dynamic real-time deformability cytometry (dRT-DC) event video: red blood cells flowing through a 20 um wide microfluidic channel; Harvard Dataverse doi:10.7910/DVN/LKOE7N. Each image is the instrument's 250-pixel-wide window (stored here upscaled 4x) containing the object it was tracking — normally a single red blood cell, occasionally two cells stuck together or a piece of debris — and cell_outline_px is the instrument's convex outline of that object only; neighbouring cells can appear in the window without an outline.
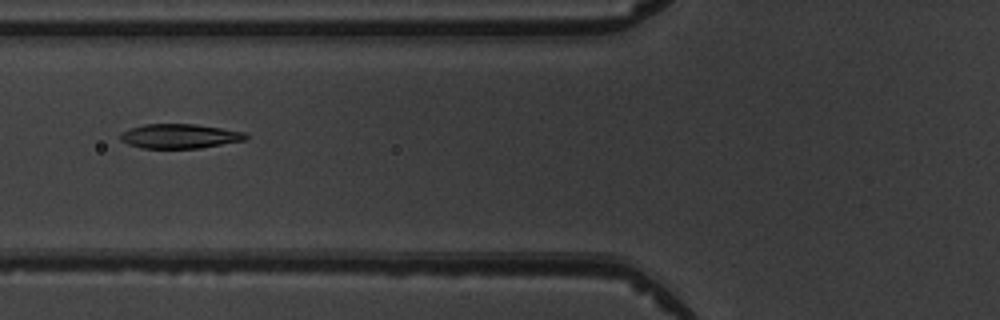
{"species": "common noctule bat (a hibernating species)", "species_latin": "Nyctalus noctula", "temperature_condition": "warm", "stored_images_in_passage": 7, "camera_frame_rate_fps": 3000, "um_per_image_px": 0.085, "animal": {"sex": "male", "body_mass_g": 19.5, "forearm_length_mm": 54.6}, "frame": {"image": 1, "passage_image": 6, "time_ms": 6.667, "image_size_px": [1000, 320], "cell_outline_px": [[248, 136], [244, 140], [200, 148], [140, 148], [128, 144], [120, 140], [120, 132], [144, 124], [196, 124], [244, 132]], "centroid_in_image_um": [15.23, 11.57], "position_along_channel_um": 110.6, "area_um2": 17.74}}
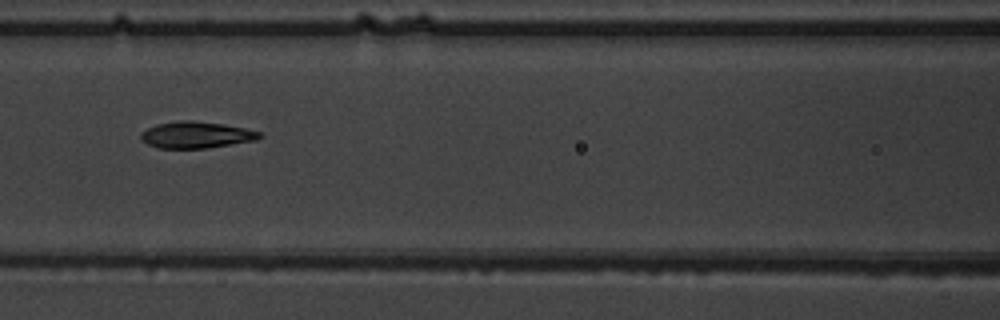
{"frame": {"image": 2, "passage_image": 7, "time_ms": 7.667, "image_size_px": [1000, 320], "cell_outline_px": [[264, 136], [256, 140], [208, 148], [160, 148], [148, 144], [140, 140], [140, 132], [156, 124], [180, 120], [192, 120], [224, 124], [244, 128], [260, 132]], "centroid_in_image_um": [16.66, 11.46], "position_along_channel_um": 149.9, "area_um2": 18.44}}